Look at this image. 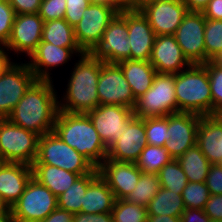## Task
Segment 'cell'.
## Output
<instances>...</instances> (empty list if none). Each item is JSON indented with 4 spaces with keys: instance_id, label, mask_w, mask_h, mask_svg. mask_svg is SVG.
Segmentation results:
<instances>
[{
    "instance_id": "54",
    "label": "cell",
    "mask_w": 222,
    "mask_h": 222,
    "mask_svg": "<svg viewBox=\"0 0 222 222\" xmlns=\"http://www.w3.org/2000/svg\"><path fill=\"white\" fill-rule=\"evenodd\" d=\"M0 222H14L11 212L0 213Z\"/></svg>"
},
{
    "instance_id": "16",
    "label": "cell",
    "mask_w": 222,
    "mask_h": 222,
    "mask_svg": "<svg viewBox=\"0 0 222 222\" xmlns=\"http://www.w3.org/2000/svg\"><path fill=\"white\" fill-rule=\"evenodd\" d=\"M104 145L111 144L125 131L128 121L134 116L133 109L118 105H98L87 112Z\"/></svg>"
},
{
    "instance_id": "24",
    "label": "cell",
    "mask_w": 222,
    "mask_h": 222,
    "mask_svg": "<svg viewBox=\"0 0 222 222\" xmlns=\"http://www.w3.org/2000/svg\"><path fill=\"white\" fill-rule=\"evenodd\" d=\"M197 145L212 165L222 162V119L217 114L201 116Z\"/></svg>"
},
{
    "instance_id": "22",
    "label": "cell",
    "mask_w": 222,
    "mask_h": 222,
    "mask_svg": "<svg viewBox=\"0 0 222 222\" xmlns=\"http://www.w3.org/2000/svg\"><path fill=\"white\" fill-rule=\"evenodd\" d=\"M130 60L149 61L156 34L141 11H127Z\"/></svg>"
},
{
    "instance_id": "47",
    "label": "cell",
    "mask_w": 222,
    "mask_h": 222,
    "mask_svg": "<svg viewBox=\"0 0 222 222\" xmlns=\"http://www.w3.org/2000/svg\"><path fill=\"white\" fill-rule=\"evenodd\" d=\"M203 209H185L181 215L182 222H210Z\"/></svg>"
},
{
    "instance_id": "57",
    "label": "cell",
    "mask_w": 222,
    "mask_h": 222,
    "mask_svg": "<svg viewBox=\"0 0 222 222\" xmlns=\"http://www.w3.org/2000/svg\"><path fill=\"white\" fill-rule=\"evenodd\" d=\"M91 2L106 3L112 6V0H91Z\"/></svg>"
},
{
    "instance_id": "19",
    "label": "cell",
    "mask_w": 222,
    "mask_h": 222,
    "mask_svg": "<svg viewBox=\"0 0 222 222\" xmlns=\"http://www.w3.org/2000/svg\"><path fill=\"white\" fill-rule=\"evenodd\" d=\"M116 200L125 199L136 187L142 171L134 162H117L105 159L98 167Z\"/></svg>"
},
{
    "instance_id": "37",
    "label": "cell",
    "mask_w": 222,
    "mask_h": 222,
    "mask_svg": "<svg viewBox=\"0 0 222 222\" xmlns=\"http://www.w3.org/2000/svg\"><path fill=\"white\" fill-rule=\"evenodd\" d=\"M210 196L205 182H189L182 191L186 209H204Z\"/></svg>"
},
{
    "instance_id": "8",
    "label": "cell",
    "mask_w": 222,
    "mask_h": 222,
    "mask_svg": "<svg viewBox=\"0 0 222 222\" xmlns=\"http://www.w3.org/2000/svg\"><path fill=\"white\" fill-rule=\"evenodd\" d=\"M57 207V197L32 177L19 200L10 209L14 222H39Z\"/></svg>"
},
{
    "instance_id": "42",
    "label": "cell",
    "mask_w": 222,
    "mask_h": 222,
    "mask_svg": "<svg viewBox=\"0 0 222 222\" xmlns=\"http://www.w3.org/2000/svg\"><path fill=\"white\" fill-rule=\"evenodd\" d=\"M90 3L91 0H66L64 19L74 28L82 19L83 12Z\"/></svg>"
},
{
    "instance_id": "33",
    "label": "cell",
    "mask_w": 222,
    "mask_h": 222,
    "mask_svg": "<svg viewBox=\"0 0 222 222\" xmlns=\"http://www.w3.org/2000/svg\"><path fill=\"white\" fill-rule=\"evenodd\" d=\"M158 174L143 173L141 174L136 187L125 198L130 203H135L147 207L151 199L160 189Z\"/></svg>"
},
{
    "instance_id": "4",
    "label": "cell",
    "mask_w": 222,
    "mask_h": 222,
    "mask_svg": "<svg viewBox=\"0 0 222 222\" xmlns=\"http://www.w3.org/2000/svg\"><path fill=\"white\" fill-rule=\"evenodd\" d=\"M177 112L212 115V94L207 68L191 64L175 74Z\"/></svg>"
},
{
    "instance_id": "39",
    "label": "cell",
    "mask_w": 222,
    "mask_h": 222,
    "mask_svg": "<svg viewBox=\"0 0 222 222\" xmlns=\"http://www.w3.org/2000/svg\"><path fill=\"white\" fill-rule=\"evenodd\" d=\"M207 68L212 94V115L222 109V66L213 60L204 63Z\"/></svg>"
},
{
    "instance_id": "21",
    "label": "cell",
    "mask_w": 222,
    "mask_h": 222,
    "mask_svg": "<svg viewBox=\"0 0 222 222\" xmlns=\"http://www.w3.org/2000/svg\"><path fill=\"white\" fill-rule=\"evenodd\" d=\"M74 53L80 56L85 52L81 48H64L51 43L40 42L36 50L30 55L31 60L27 64L37 80L52 81L49 70L68 63Z\"/></svg>"
},
{
    "instance_id": "41",
    "label": "cell",
    "mask_w": 222,
    "mask_h": 222,
    "mask_svg": "<svg viewBox=\"0 0 222 222\" xmlns=\"http://www.w3.org/2000/svg\"><path fill=\"white\" fill-rule=\"evenodd\" d=\"M66 11V0H42L39 16L44 22L55 19H64Z\"/></svg>"
},
{
    "instance_id": "18",
    "label": "cell",
    "mask_w": 222,
    "mask_h": 222,
    "mask_svg": "<svg viewBox=\"0 0 222 222\" xmlns=\"http://www.w3.org/2000/svg\"><path fill=\"white\" fill-rule=\"evenodd\" d=\"M148 145L144 118L133 116L123 134L107 150V159L117 162H136Z\"/></svg>"
},
{
    "instance_id": "20",
    "label": "cell",
    "mask_w": 222,
    "mask_h": 222,
    "mask_svg": "<svg viewBox=\"0 0 222 222\" xmlns=\"http://www.w3.org/2000/svg\"><path fill=\"white\" fill-rule=\"evenodd\" d=\"M149 62L159 74H177L191 65L174 35L156 36Z\"/></svg>"
},
{
    "instance_id": "15",
    "label": "cell",
    "mask_w": 222,
    "mask_h": 222,
    "mask_svg": "<svg viewBox=\"0 0 222 222\" xmlns=\"http://www.w3.org/2000/svg\"><path fill=\"white\" fill-rule=\"evenodd\" d=\"M201 116L193 113L176 112L168 115V137L164 148L173 159H178L197 144V131Z\"/></svg>"
},
{
    "instance_id": "35",
    "label": "cell",
    "mask_w": 222,
    "mask_h": 222,
    "mask_svg": "<svg viewBox=\"0 0 222 222\" xmlns=\"http://www.w3.org/2000/svg\"><path fill=\"white\" fill-rule=\"evenodd\" d=\"M113 222H147V208L125 199L115 200L111 211Z\"/></svg>"
},
{
    "instance_id": "38",
    "label": "cell",
    "mask_w": 222,
    "mask_h": 222,
    "mask_svg": "<svg viewBox=\"0 0 222 222\" xmlns=\"http://www.w3.org/2000/svg\"><path fill=\"white\" fill-rule=\"evenodd\" d=\"M148 145L164 146L168 137V115L163 117L144 118Z\"/></svg>"
},
{
    "instance_id": "29",
    "label": "cell",
    "mask_w": 222,
    "mask_h": 222,
    "mask_svg": "<svg viewBox=\"0 0 222 222\" xmlns=\"http://www.w3.org/2000/svg\"><path fill=\"white\" fill-rule=\"evenodd\" d=\"M189 182H205L212 165L196 144L177 159Z\"/></svg>"
},
{
    "instance_id": "1",
    "label": "cell",
    "mask_w": 222,
    "mask_h": 222,
    "mask_svg": "<svg viewBox=\"0 0 222 222\" xmlns=\"http://www.w3.org/2000/svg\"><path fill=\"white\" fill-rule=\"evenodd\" d=\"M53 81L36 80L7 119L39 136L52 132L58 114V95Z\"/></svg>"
},
{
    "instance_id": "53",
    "label": "cell",
    "mask_w": 222,
    "mask_h": 222,
    "mask_svg": "<svg viewBox=\"0 0 222 222\" xmlns=\"http://www.w3.org/2000/svg\"><path fill=\"white\" fill-rule=\"evenodd\" d=\"M147 222H182L181 217L168 215H148Z\"/></svg>"
},
{
    "instance_id": "12",
    "label": "cell",
    "mask_w": 222,
    "mask_h": 222,
    "mask_svg": "<svg viewBox=\"0 0 222 222\" xmlns=\"http://www.w3.org/2000/svg\"><path fill=\"white\" fill-rule=\"evenodd\" d=\"M37 80L26 63H13L0 75V118H7Z\"/></svg>"
},
{
    "instance_id": "51",
    "label": "cell",
    "mask_w": 222,
    "mask_h": 222,
    "mask_svg": "<svg viewBox=\"0 0 222 222\" xmlns=\"http://www.w3.org/2000/svg\"><path fill=\"white\" fill-rule=\"evenodd\" d=\"M187 7L188 12H202L210 0H182Z\"/></svg>"
},
{
    "instance_id": "48",
    "label": "cell",
    "mask_w": 222,
    "mask_h": 222,
    "mask_svg": "<svg viewBox=\"0 0 222 222\" xmlns=\"http://www.w3.org/2000/svg\"><path fill=\"white\" fill-rule=\"evenodd\" d=\"M146 0H112V6L119 12L140 11Z\"/></svg>"
},
{
    "instance_id": "9",
    "label": "cell",
    "mask_w": 222,
    "mask_h": 222,
    "mask_svg": "<svg viewBox=\"0 0 222 222\" xmlns=\"http://www.w3.org/2000/svg\"><path fill=\"white\" fill-rule=\"evenodd\" d=\"M127 11L119 12L110 22L103 37L88 52L94 59L118 63L130 59Z\"/></svg>"
},
{
    "instance_id": "56",
    "label": "cell",
    "mask_w": 222,
    "mask_h": 222,
    "mask_svg": "<svg viewBox=\"0 0 222 222\" xmlns=\"http://www.w3.org/2000/svg\"><path fill=\"white\" fill-rule=\"evenodd\" d=\"M213 61H214L217 65L222 66V53L219 54L216 58H214Z\"/></svg>"
},
{
    "instance_id": "52",
    "label": "cell",
    "mask_w": 222,
    "mask_h": 222,
    "mask_svg": "<svg viewBox=\"0 0 222 222\" xmlns=\"http://www.w3.org/2000/svg\"><path fill=\"white\" fill-rule=\"evenodd\" d=\"M5 45H0V75L3 74L9 66H11L14 62H11V58L8 55L9 51ZM7 52V53H6Z\"/></svg>"
},
{
    "instance_id": "30",
    "label": "cell",
    "mask_w": 222,
    "mask_h": 222,
    "mask_svg": "<svg viewBox=\"0 0 222 222\" xmlns=\"http://www.w3.org/2000/svg\"><path fill=\"white\" fill-rule=\"evenodd\" d=\"M146 208L148 215H168L175 217H181L183 211L186 209L182 194H177L163 187H160Z\"/></svg>"
},
{
    "instance_id": "44",
    "label": "cell",
    "mask_w": 222,
    "mask_h": 222,
    "mask_svg": "<svg viewBox=\"0 0 222 222\" xmlns=\"http://www.w3.org/2000/svg\"><path fill=\"white\" fill-rule=\"evenodd\" d=\"M15 14L39 13L42 0H8Z\"/></svg>"
},
{
    "instance_id": "10",
    "label": "cell",
    "mask_w": 222,
    "mask_h": 222,
    "mask_svg": "<svg viewBox=\"0 0 222 222\" xmlns=\"http://www.w3.org/2000/svg\"><path fill=\"white\" fill-rule=\"evenodd\" d=\"M118 13L119 11L109 4L91 2L85 8L82 19L74 27L79 47L88 53L103 37L104 31Z\"/></svg>"
},
{
    "instance_id": "34",
    "label": "cell",
    "mask_w": 222,
    "mask_h": 222,
    "mask_svg": "<svg viewBox=\"0 0 222 222\" xmlns=\"http://www.w3.org/2000/svg\"><path fill=\"white\" fill-rule=\"evenodd\" d=\"M160 186L182 194L183 189L188 183L187 177L177 159H172L158 172Z\"/></svg>"
},
{
    "instance_id": "32",
    "label": "cell",
    "mask_w": 222,
    "mask_h": 222,
    "mask_svg": "<svg viewBox=\"0 0 222 222\" xmlns=\"http://www.w3.org/2000/svg\"><path fill=\"white\" fill-rule=\"evenodd\" d=\"M172 159L164 146L146 145L135 163L143 173L158 174Z\"/></svg>"
},
{
    "instance_id": "55",
    "label": "cell",
    "mask_w": 222,
    "mask_h": 222,
    "mask_svg": "<svg viewBox=\"0 0 222 222\" xmlns=\"http://www.w3.org/2000/svg\"><path fill=\"white\" fill-rule=\"evenodd\" d=\"M3 212H11V209L8 205L3 201L2 197L0 196V213Z\"/></svg>"
},
{
    "instance_id": "5",
    "label": "cell",
    "mask_w": 222,
    "mask_h": 222,
    "mask_svg": "<svg viewBox=\"0 0 222 222\" xmlns=\"http://www.w3.org/2000/svg\"><path fill=\"white\" fill-rule=\"evenodd\" d=\"M33 164H48L85 175L96 167L82 154L66 144L54 131L39 137L38 153Z\"/></svg>"
},
{
    "instance_id": "45",
    "label": "cell",
    "mask_w": 222,
    "mask_h": 222,
    "mask_svg": "<svg viewBox=\"0 0 222 222\" xmlns=\"http://www.w3.org/2000/svg\"><path fill=\"white\" fill-rule=\"evenodd\" d=\"M203 210L211 220L222 221V195L210 194Z\"/></svg>"
},
{
    "instance_id": "59",
    "label": "cell",
    "mask_w": 222,
    "mask_h": 222,
    "mask_svg": "<svg viewBox=\"0 0 222 222\" xmlns=\"http://www.w3.org/2000/svg\"><path fill=\"white\" fill-rule=\"evenodd\" d=\"M210 222H222L221 220H210Z\"/></svg>"
},
{
    "instance_id": "25",
    "label": "cell",
    "mask_w": 222,
    "mask_h": 222,
    "mask_svg": "<svg viewBox=\"0 0 222 222\" xmlns=\"http://www.w3.org/2000/svg\"><path fill=\"white\" fill-rule=\"evenodd\" d=\"M116 64L121 68L135 99L143 95L152 86L157 74L149 61L126 59Z\"/></svg>"
},
{
    "instance_id": "14",
    "label": "cell",
    "mask_w": 222,
    "mask_h": 222,
    "mask_svg": "<svg viewBox=\"0 0 222 222\" xmlns=\"http://www.w3.org/2000/svg\"><path fill=\"white\" fill-rule=\"evenodd\" d=\"M159 35H174L188 13L182 0H146L140 10Z\"/></svg>"
},
{
    "instance_id": "6",
    "label": "cell",
    "mask_w": 222,
    "mask_h": 222,
    "mask_svg": "<svg viewBox=\"0 0 222 222\" xmlns=\"http://www.w3.org/2000/svg\"><path fill=\"white\" fill-rule=\"evenodd\" d=\"M39 135L0 118V161L32 166L38 153Z\"/></svg>"
},
{
    "instance_id": "7",
    "label": "cell",
    "mask_w": 222,
    "mask_h": 222,
    "mask_svg": "<svg viewBox=\"0 0 222 222\" xmlns=\"http://www.w3.org/2000/svg\"><path fill=\"white\" fill-rule=\"evenodd\" d=\"M176 112L175 74L157 73L152 86L136 99L134 116L163 117Z\"/></svg>"
},
{
    "instance_id": "43",
    "label": "cell",
    "mask_w": 222,
    "mask_h": 222,
    "mask_svg": "<svg viewBox=\"0 0 222 222\" xmlns=\"http://www.w3.org/2000/svg\"><path fill=\"white\" fill-rule=\"evenodd\" d=\"M205 183L211 195H222V167L220 164L210 166Z\"/></svg>"
},
{
    "instance_id": "40",
    "label": "cell",
    "mask_w": 222,
    "mask_h": 222,
    "mask_svg": "<svg viewBox=\"0 0 222 222\" xmlns=\"http://www.w3.org/2000/svg\"><path fill=\"white\" fill-rule=\"evenodd\" d=\"M15 11L8 0H0V45H6L10 37Z\"/></svg>"
},
{
    "instance_id": "58",
    "label": "cell",
    "mask_w": 222,
    "mask_h": 222,
    "mask_svg": "<svg viewBox=\"0 0 222 222\" xmlns=\"http://www.w3.org/2000/svg\"><path fill=\"white\" fill-rule=\"evenodd\" d=\"M217 115L222 119V109L217 113Z\"/></svg>"
},
{
    "instance_id": "3",
    "label": "cell",
    "mask_w": 222,
    "mask_h": 222,
    "mask_svg": "<svg viewBox=\"0 0 222 222\" xmlns=\"http://www.w3.org/2000/svg\"><path fill=\"white\" fill-rule=\"evenodd\" d=\"M53 131L96 168L107 158L104 145L87 113L58 111Z\"/></svg>"
},
{
    "instance_id": "11",
    "label": "cell",
    "mask_w": 222,
    "mask_h": 222,
    "mask_svg": "<svg viewBox=\"0 0 222 222\" xmlns=\"http://www.w3.org/2000/svg\"><path fill=\"white\" fill-rule=\"evenodd\" d=\"M97 93L99 105H118L133 109L136 103L131 87L116 63L102 61Z\"/></svg>"
},
{
    "instance_id": "50",
    "label": "cell",
    "mask_w": 222,
    "mask_h": 222,
    "mask_svg": "<svg viewBox=\"0 0 222 222\" xmlns=\"http://www.w3.org/2000/svg\"><path fill=\"white\" fill-rule=\"evenodd\" d=\"M73 218V213L57 207L45 219L39 222H73Z\"/></svg>"
},
{
    "instance_id": "46",
    "label": "cell",
    "mask_w": 222,
    "mask_h": 222,
    "mask_svg": "<svg viewBox=\"0 0 222 222\" xmlns=\"http://www.w3.org/2000/svg\"><path fill=\"white\" fill-rule=\"evenodd\" d=\"M73 222H113L111 213H76L74 214Z\"/></svg>"
},
{
    "instance_id": "23",
    "label": "cell",
    "mask_w": 222,
    "mask_h": 222,
    "mask_svg": "<svg viewBox=\"0 0 222 222\" xmlns=\"http://www.w3.org/2000/svg\"><path fill=\"white\" fill-rule=\"evenodd\" d=\"M32 177V166L0 161V196L9 208L19 200Z\"/></svg>"
},
{
    "instance_id": "28",
    "label": "cell",
    "mask_w": 222,
    "mask_h": 222,
    "mask_svg": "<svg viewBox=\"0 0 222 222\" xmlns=\"http://www.w3.org/2000/svg\"><path fill=\"white\" fill-rule=\"evenodd\" d=\"M98 174L95 168L91 173L79 176L68 190L57 197L58 208L73 214L80 213L86 190Z\"/></svg>"
},
{
    "instance_id": "31",
    "label": "cell",
    "mask_w": 222,
    "mask_h": 222,
    "mask_svg": "<svg viewBox=\"0 0 222 222\" xmlns=\"http://www.w3.org/2000/svg\"><path fill=\"white\" fill-rule=\"evenodd\" d=\"M41 42L64 48H80L75 38L74 28L65 19L44 22Z\"/></svg>"
},
{
    "instance_id": "27",
    "label": "cell",
    "mask_w": 222,
    "mask_h": 222,
    "mask_svg": "<svg viewBox=\"0 0 222 222\" xmlns=\"http://www.w3.org/2000/svg\"><path fill=\"white\" fill-rule=\"evenodd\" d=\"M33 178L46 186L56 197L68 190L80 176L57 166L32 164Z\"/></svg>"
},
{
    "instance_id": "26",
    "label": "cell",
    "mask_w": 222,
    "mask_h": 222,
    "mask_svg": "<svg viewBox=\"0 0 222 222\" xmlns=\"http://www.w3.org/2000/svg\"><path fill=\"white\" fill-rule=\"evenodd\" d=\"M115 197L106 181L98 174L88 186L82 205L83 213H111Z\"/></svg>"
},
{
    "instance_id": "13",
    "label": "cell",
    "mask_w": 222,
    "mask_h": 222,
    "mask_svg": "<svg viewBox=\"0 0 222 222\" xmlns=\"http://www.w3.org/2000/svg\"><path fill=\"white\" fill-rule=\"evenodd\" d=\"M205 23L206 18L202 12H188L174 34L184 56L191 64L206 63Z\"/></svg>"
},
{
    "instance_id": "49",
    "label": "cell",
    "mask_w": 222,
    "mask_h": 222,
    "mask_svg": "<svg viewBox=\"0 0 222 222\" xmlns=\"http://www.w3.org/2000/svg\"><path fill=\"white\" fill-rule=\"evenodd\" d=\"M202 13L205 18L222 20V0H210Z\"/></svg>"
},
{
    "instance_id": "17",
    "label": "cell",
    "mask_w": 222,
    "mask_h": 222,
    "mask_svg": "<svg viewBox=\"0 0 222 222\" xmlns=\"http://www.w3.org/2000/svg\"><path fill=\"white\" fill-rule=\"evenodd\" d=\"M43 26L44 20L39 13L16 14L6 48L30 57L41 42Z\"/></svg>"
},
{
    "instance_id": "36",
    "label": "cell",
    "mask_w": 222,
    "mask_h": 222,
    "mask_svg": "<svg viewBox=\"0 0 222 222\" xmlns=\"http://www.w3.org/2000/svg\"><path fill=\"white\" fill-rule=\"evenodd\" d=\"M204 43L206 63L222 53V20L206 18Z\"/></svg>"
},
{
    "instance_id": "2",
    "label": "cell",
    "mask_w": 222,
    "mask_h": 222,
    "mask_svg": "<svg viewBox=\"0 0 222 222\" xmlns=\"http://www.w3.org/2000/svg\"><path fill=\"white\" fill-rule=\"evenodd\" d=\"M79 57L80 60L71 71L66 93L58 101V108L61 111L87 113L99 105L97 84L102 61L94 59L87 52Z\"/></svg>"
}]
</instances>
